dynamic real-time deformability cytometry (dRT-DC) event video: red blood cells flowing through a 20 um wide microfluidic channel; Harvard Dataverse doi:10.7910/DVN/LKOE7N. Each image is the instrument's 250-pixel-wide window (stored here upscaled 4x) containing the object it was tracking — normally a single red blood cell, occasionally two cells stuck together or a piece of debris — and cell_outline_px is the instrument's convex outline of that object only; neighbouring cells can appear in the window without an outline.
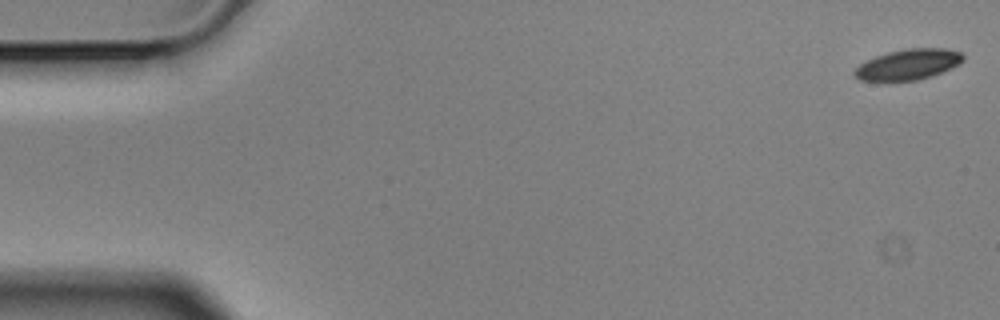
{"species": "Egyptian fruit bat (a non-hibernating species)", "species_latin": "Rousettus aegyptiacus", "temperature_condition": "cold", "stored_images_in_passage": 4, "camera_frame_rate_fps": 3000, "um_per_image_px": 0.085, "animal": {"sex": "male"}, "frame": {"image": 1, "passage_image": 1, "time_ms": 0.0, "image_size_px": [1000, 320], "cell_outline_px": [[964, 60], [960, 64], [952, 68], [932, 76], [916, 80], [860, 80], [852, 72], [860, 64], [876, 56], [888, 52], [908, 48], [944, 48], [960, 52], [964, 56]], "centroid_in_image_um": [77.24, 5.47], "position_along_channel_um": 7.8, "area_um2": 19.19}}